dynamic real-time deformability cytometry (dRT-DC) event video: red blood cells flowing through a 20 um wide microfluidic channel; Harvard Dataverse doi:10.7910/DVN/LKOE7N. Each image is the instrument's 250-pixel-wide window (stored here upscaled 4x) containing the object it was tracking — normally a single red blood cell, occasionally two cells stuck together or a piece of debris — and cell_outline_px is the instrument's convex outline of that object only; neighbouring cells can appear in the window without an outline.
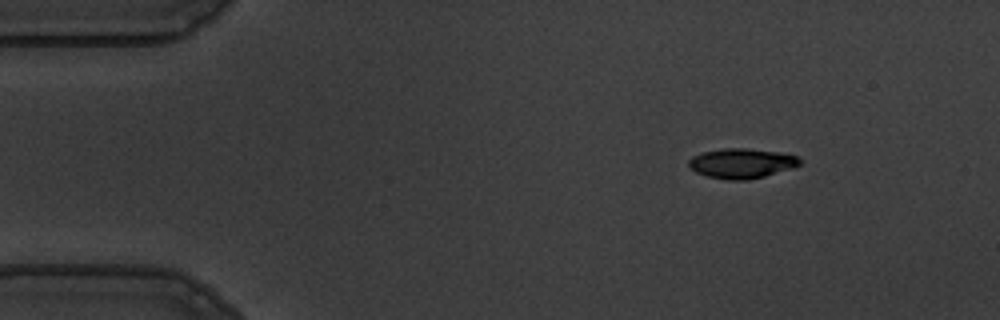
{"species": "common noctule bat (a hibernating species)", "species_latin": "Nyctalus noctula", "temperature_condition": "warm", "stored_images_in_passage": 49, "camera_frame_rate_fps": 3000, "um_per_image_px": 0.085, "animal": {"sex": "male", "body_mass_g": 19.5, "forearm_length_mm": 54.6}, "frame": {"image": 1, "passage_image": 1, "time_ms": 0.0, "image_size_px": [1000, 320], "cell_outline_px": [[800, 164], [792, 168], [764, 176], [748, 180], [728, 180], [708, 176], [696, 172], [688, 164], [688, 160], [692, 156], [704, 152], [724, 148], [748, 148], [780, 152], [796, 156], [800, 160]], "centroid_in_image_um": [63.03, 13.88], "position_along_channel_um": 22.0, "area_um2": 19.19}}
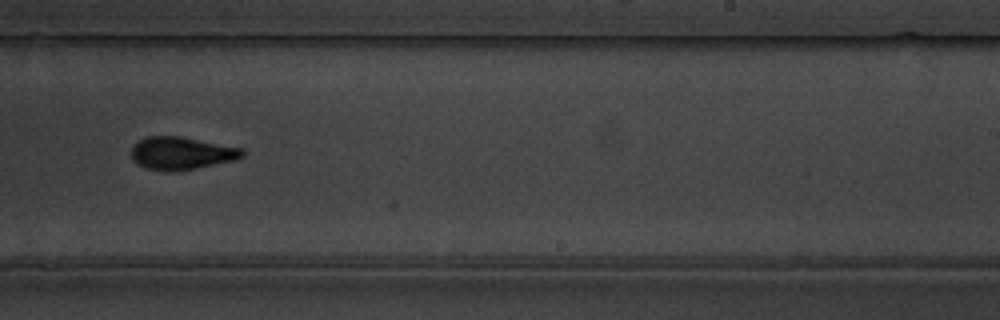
{"frame": {"image": 2, "passage_image": 28, "time_ms": 9.0, "image_size_px": [1000, 320], "cell_outline_px": [[244, 156], [236, 160], [196, 168], [148, 168], [136, 164], [132, 160], [132, 144], [144, 136], [180, 136], [244, 148]], "centroid_in_image_um": [15.44, 12.97], "position_along_channel_um": 273.6, "area_um2": 20.69}}
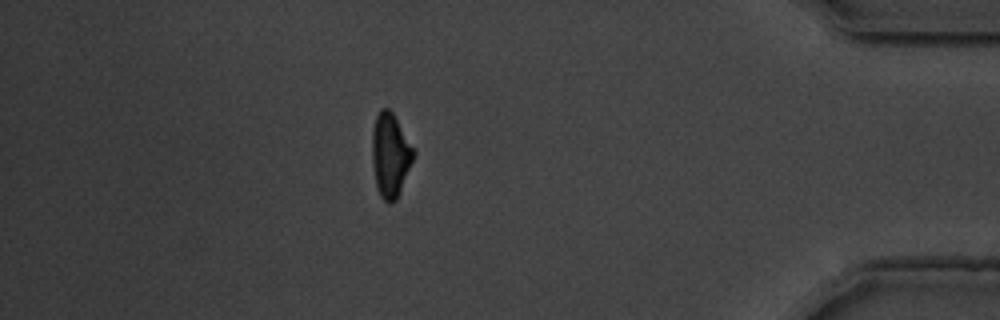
{"frame": {"image": 3, "passage_image": 42, "time_ms": 13.667, "image_size_px": [1000, 320], "cell_outline_px": [[416, 152], [400, 192], [396, 200], [388, 204], [380, 196], [376, 188], [372, 164], [372, 128], [376, 116], [380, 108], [388, 108], [392, 112]], "centroid_in_image_um": [33.16, 13.2], "position_along_channel_um": 402.0, "area_um2": 20.35}, "authors_computed_cell_mechanics": {"area_um2": 20.5768, "velocity_mm_per_s": 3.6564, "shape_relaxation_time_tau1_ms": 2.2358, "shape_relaxation_time_tau2_ms": 2.919, "deformation_change_tau1": 0.1376, "deformation_change_tau2": 0.0922}}